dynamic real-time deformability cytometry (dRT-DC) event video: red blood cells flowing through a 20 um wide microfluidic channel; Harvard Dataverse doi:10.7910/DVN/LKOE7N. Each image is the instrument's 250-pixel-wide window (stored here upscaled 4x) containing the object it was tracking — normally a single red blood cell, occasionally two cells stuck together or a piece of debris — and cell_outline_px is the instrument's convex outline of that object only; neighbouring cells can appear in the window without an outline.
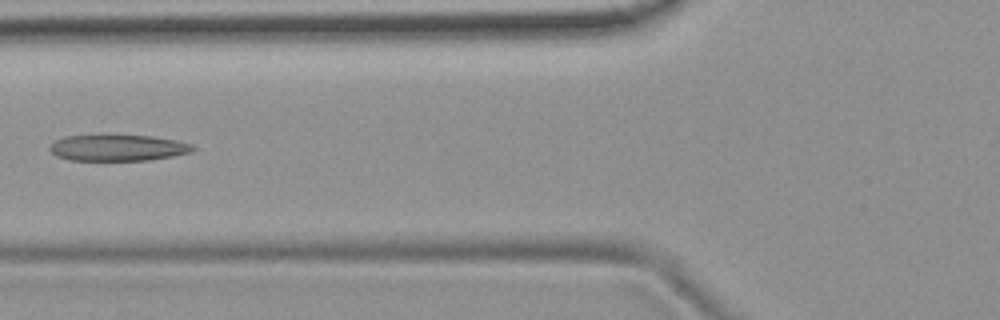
{"species": "common noctule bat (a hibernating species)", "species_latin": "Nyctalus noctula", "temperature_condition": "room temperature", "stored_images_in_passage": 6, "camera_frame_rate_fps": 3000, "um_per_image_px": 0.085, "animal": {"sex": "female", "body_mass_g": 19.9}, "frame": {"image": 1, "passage_image": 6, "time_ms": 6.0, "image_size_px": [1000, 320], "cell_outline_px": [[196, 148], [192, 152], [172, 156], [148, 160], [72, 160], [56, 156], [48, 148], [56, 140], [64, 136], [152, 136], [176, 140], [192, 144]], "centroid_in_image_um": [10.05, 12.57], "position_along_channel_um": 115.8, "area_um2": 21.56}}